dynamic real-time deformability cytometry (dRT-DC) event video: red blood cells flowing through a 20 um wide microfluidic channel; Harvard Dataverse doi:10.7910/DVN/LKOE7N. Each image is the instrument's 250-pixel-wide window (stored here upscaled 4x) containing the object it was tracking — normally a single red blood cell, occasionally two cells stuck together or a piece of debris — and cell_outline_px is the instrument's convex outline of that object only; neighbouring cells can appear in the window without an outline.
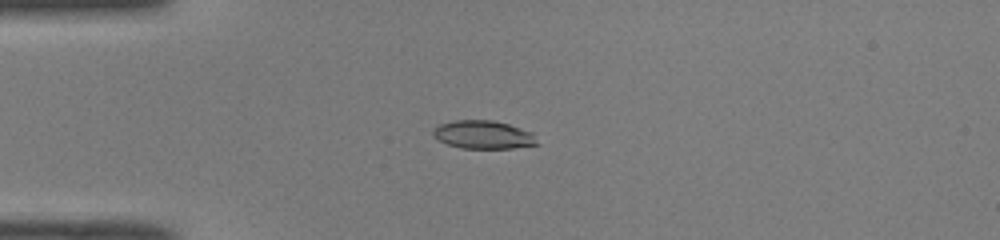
{"species": "common noctule bat (a hibernating species)", "species_latin": "Nyctalus noctula", "temperature_condition": "room temperature", "stored_images_in_passage": 45, "camera_frame_rate_fps": 3000, "um_per_image_px": 0.085, "animal": {"sex": "male", "body_mass_g": 19.0, "forearm_length_mm": 50.8}, "frame": {"image": 1, "passage_image": 8, "time_ms": 2.333, "image_size_px": [1000, 240], "cell_outline_px": [[540, 144], [512, 148], [460, 148], [448, 144], [432, 136], [432, 128], [440, 124], [456, 120], [492, 120], [508, 124], [532, 132]], "centroid_in_image_um": [41.07, 11.45], "position_along_channel_um": 43.9, "area_um2": 17.11}}
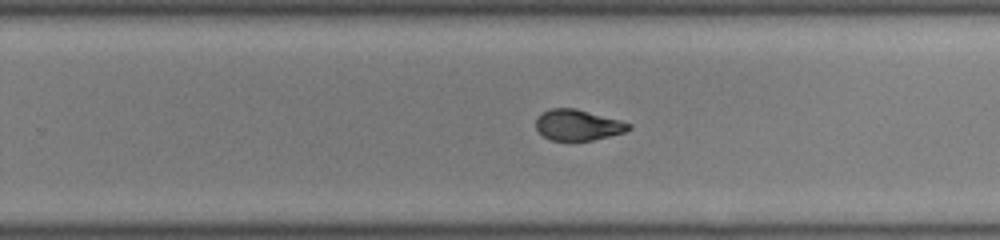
{"frame": {"image": 2, "passage_image": 27, "time_ms": 8.667, "image_size_px": [1000, 240], "cell_outline_px": [[632, 128], [624, 132], [592, 140], [552, 140], [544, 136], [536, 128], [536, 120], [544, 112], [552, 108], [576, 108], [620, 120], [632, 124]], "centroid_in_image_um": [49.15, 10.62], "position_along_channel_um": 280.7, "area_um2": 16.42}}
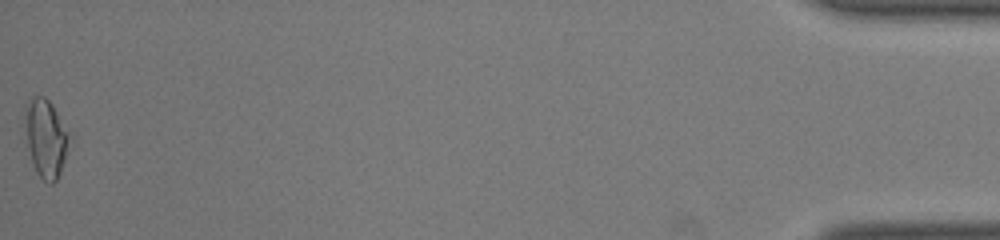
{"frame": {"image": 3, "passage_image": 45, "time_ms": 14.667, "image_size_px": [1000, 240], "cell_outline_px": [[72, 136], [60, 172], [56, 180], [52, 184], [48, 184], [36, 172], [32, 164], [24, 144], [24, 108], [32, 96], [44, 96], [52, 104], [72, 132]], "centroid_in_image_um": [3.88, 11.72], "position_along_channel_um": 431.3, "area_um2": 21.15}, "authors_computed_cell_mechanics": {"area_um2": 17.6868, "velocity_mm_per_s": 4.1053, "shape_relaxation_time_tau1_ms": 8.6995, "shape_relaxation_time_tau2_ms": 1.776, "deformation_change_tau1": 0.2589, "deformation_change_tau2": 0.0645}}